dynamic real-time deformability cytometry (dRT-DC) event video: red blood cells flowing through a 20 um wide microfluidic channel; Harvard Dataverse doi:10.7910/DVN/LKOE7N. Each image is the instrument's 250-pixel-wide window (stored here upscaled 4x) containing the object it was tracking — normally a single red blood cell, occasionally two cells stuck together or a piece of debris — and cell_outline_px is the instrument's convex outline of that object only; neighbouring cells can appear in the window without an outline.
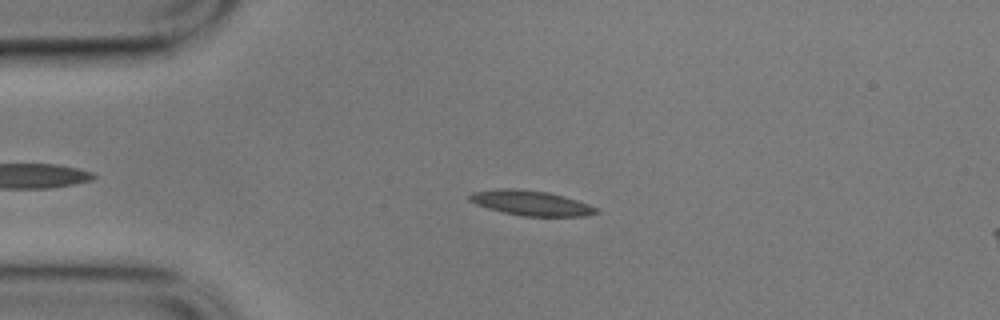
{"species": "common noctule bat (a hibernating species)", "species_latin": "Nyctalus noctula", "temperature_condition": "cold", "stored_images_in_passage": 53, "camera_frame_rate_fps": 3000, "um_per_image_px": 0.085, "animal": {"sex": "male", "body_mass_g": 17.9}, "frame": {"image": 1, "passage_image": 9, "time_ms": 2.667, "image_size_px": [1000, 320], "cell_outline_px": [[600, 212], [584, 216], [524, 216], [504, 212], [488, 208], [476, 204], [468, 200], [468, 196], [472, 192], [496, 188], [516, 188], [548, 192], [564, 196], [588, 204], [596, 208]], "centroid_in_image_um": [45.1, 17.24], "position_along_channel_um": 39.9, "area_um2": 18.38}}
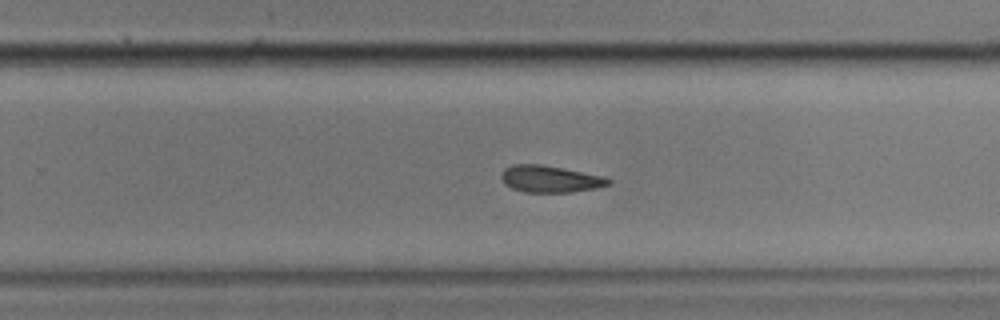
{"frame": {"image": 2, "passage_image": 32, "time_ms": 10.333, "image_size_px": [1000, 320], "cell_outline_px": [[612, 184], [596, 188], [572, 192], [524, 192], [512, 188], [504, 184], [500, 176], [504, 168], [512, 164], [540, 164], [604, 176], [612, 180]], "centroid_in_image_um": [46.75, 15.21], "position_along_channel_um": 283.0, "area_um2": 16.82}}
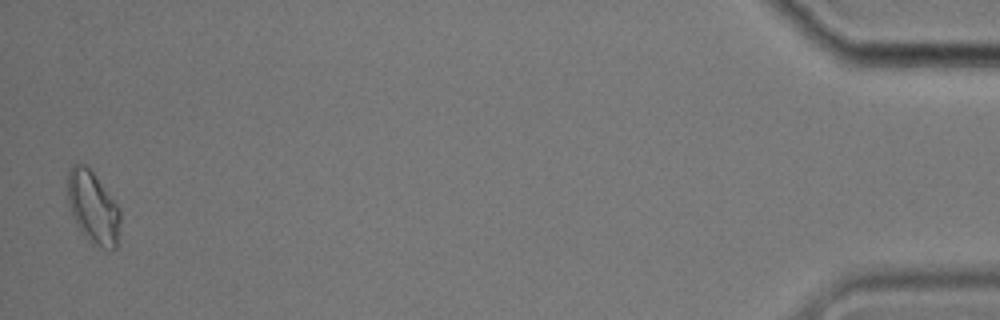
{"frame": {"image": 3, "passage_image": 52, "time_ms": 17.0, "image_size_px": [1000, 320], "cell_outline_px": [[120, 220], [116, 248], [104, 248], [84, 236], [80, 232], [72, 212], [68, 200], [68, 172], [72, 164], [84, 164], [92, 172], [120, 208]], "centroid_in_image_um": [7.91, 17.62], "position_along_channel_um": 427.3, "area_um2": 21.56}}